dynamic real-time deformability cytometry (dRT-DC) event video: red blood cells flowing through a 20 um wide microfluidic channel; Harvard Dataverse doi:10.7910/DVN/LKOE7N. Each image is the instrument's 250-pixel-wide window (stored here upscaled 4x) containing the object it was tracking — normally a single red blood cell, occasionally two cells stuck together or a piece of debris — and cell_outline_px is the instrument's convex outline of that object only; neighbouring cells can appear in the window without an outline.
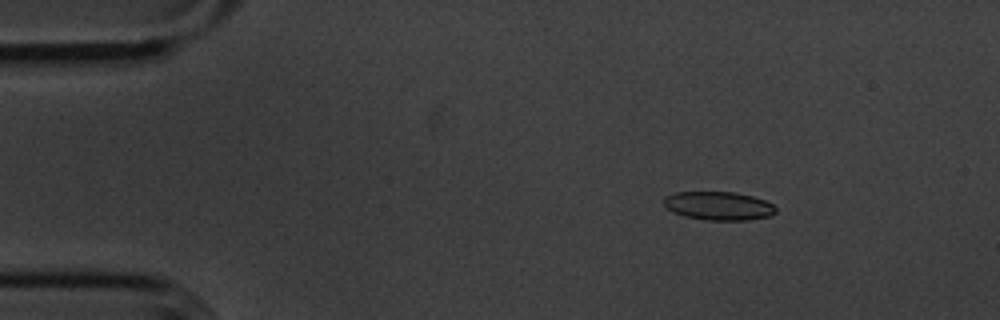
{"species": "common noctule bat (a hibernating species)", "species_latin": "Nyctalus noctula", "temperature_condition": "cold", "stored_images_in_passage": 54, "camera_frame_rate_fps": 3000, "um_per_image_px": 0.085, "animal": {"sex": "male", "body_mass_g": 20.1, "forearm_length_mm": 53.5}, "frame": {"image": 1, "passage_image": 7, "time_ms": 2.0, "image_size_px": [1000, 320], "cell_outline_px": [[776, 212], [768, 216], [748, 220], [704, 220], [684, 216], [672, 212], [664, 204], [664, 196], [676, 192], [736, 192], [752, 196], [764, 200], [772, 204], [776, 208]], "centroid_in_image_um": [61.06, 17.49], "position_along_channel_um": 23.9, "area_um2": 18.61}}
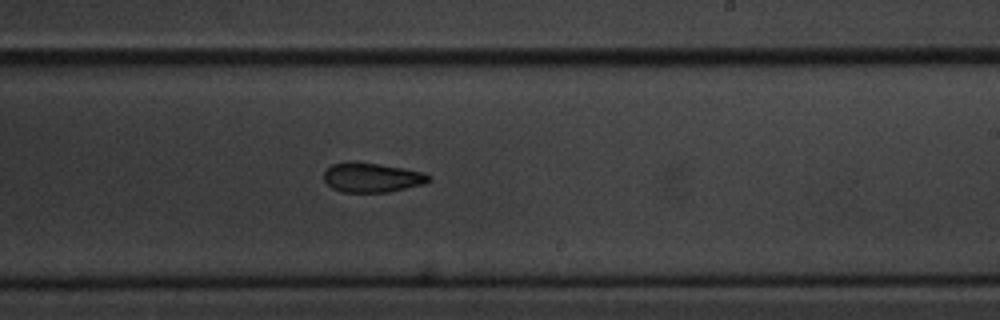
{"frame": {"image": 2, "passage_image": 32, "time_ms": 10.333, "image_size_px": [1000, 320], "cell_outline_px": [[432, 180], [424, 184], [388, 192], [340, 192], [332, 188], [324, 180], [324, 172], [332, 164], [356, 160], [404, 168], [424, 172], [432, 176]], "centroid_in_image_um": [31.63, 15.07], "position_along_channel_um": 257.4, "area_um2": 18.32}}
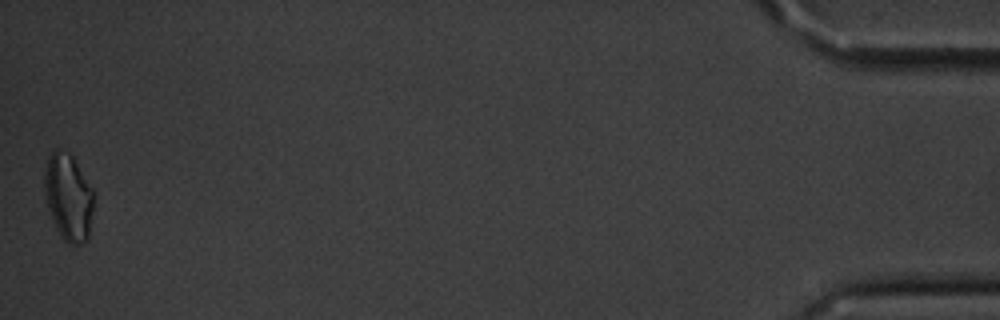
{"frame": {"image": 3, "passage_image": 54, "time_ms": 17.667, "image_size_px": [1000, 320], "cell_outline_px": [[92, 212], [88, 240], [80, 244], [68, 244], [64, 240], [56, 228], [48, 208], [44, 192], [44, 168], [48, 156], [52, 148], [60, 148], [68, 152], [72, 156], [92, 188]], "centroid_in_image_um": [5.78, 16.72], "position_along_channel_um": 429.4, "area_um2": 24.97}, "authors_computed_cell_mechanics": {"area_um2": 18.9873, "velocity_mm_per_s": 3.6124, "shape_relaxation_time_tau1_ms": 3.7901, "shape_relaxation_time_tau2_ms": 6.7472, "deformation_change_tau1": 0.0722, "deformation_change_tau2": 0.1423}}